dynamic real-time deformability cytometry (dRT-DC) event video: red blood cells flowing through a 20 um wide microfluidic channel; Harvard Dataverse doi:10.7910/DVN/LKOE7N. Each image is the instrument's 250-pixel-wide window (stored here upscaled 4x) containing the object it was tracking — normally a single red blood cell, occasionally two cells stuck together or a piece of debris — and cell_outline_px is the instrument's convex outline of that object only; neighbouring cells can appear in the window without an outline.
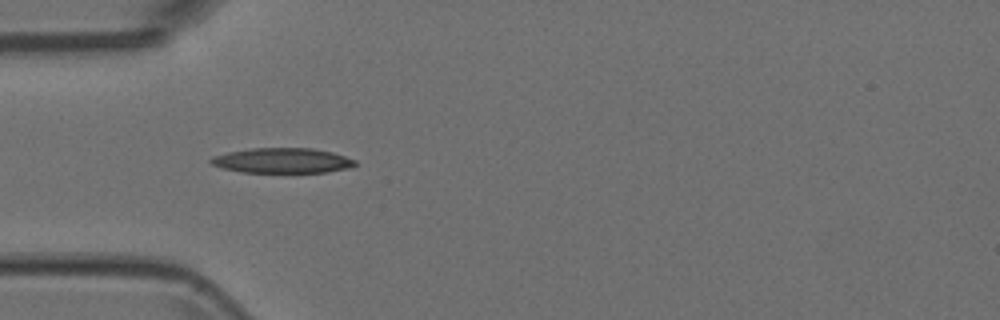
{"species": "Egyptian fruit bat (a non-hibernating species)", "species_latin": "Rousettus aegyptiacus", "temperature_condition": "room temperature", "stored_images_in_passage": 6, "camera_frame_rate_fps": 3000, "um_per_image_px": 0.085, "animal": {"sex": "female"}, "frame": {"image": 1, "passage_image": 5, "time_ms": 1.333, "image_size_px": [1000, 320], "cell_outline_px": [[356, 164], [348, 168], [324, 172], [244, 172], [224, 168], [212, 164], [208, 160], [212, 156], [228, 152], [252, 148], [312, 148], [332, 152], [356, 160]], "centroid_in_image_um": [23.99, 13.64], "position_along_channel_um": 61.0, "area_um2": 20.87}}
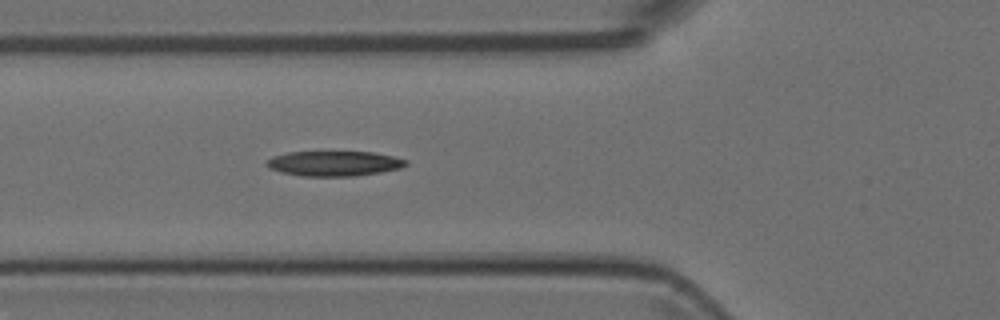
{"frame": {"image": 2, "passage_image": 6, "time_ms": 1.667, "image_size_px": [1000, 320], "cell_outline_px": [[408, 164], [400, 168], [380, 172], [356, 176], [300, 176], [280, 172], [268, 168], [264, 164], [272, 156], [288, 152], [372, 152], [392, 156], [408, 160]], "centroid_in_image_um": [28.37, 13.9], "position_along_channel_um": 97.4, "area_um2": 20.4}}